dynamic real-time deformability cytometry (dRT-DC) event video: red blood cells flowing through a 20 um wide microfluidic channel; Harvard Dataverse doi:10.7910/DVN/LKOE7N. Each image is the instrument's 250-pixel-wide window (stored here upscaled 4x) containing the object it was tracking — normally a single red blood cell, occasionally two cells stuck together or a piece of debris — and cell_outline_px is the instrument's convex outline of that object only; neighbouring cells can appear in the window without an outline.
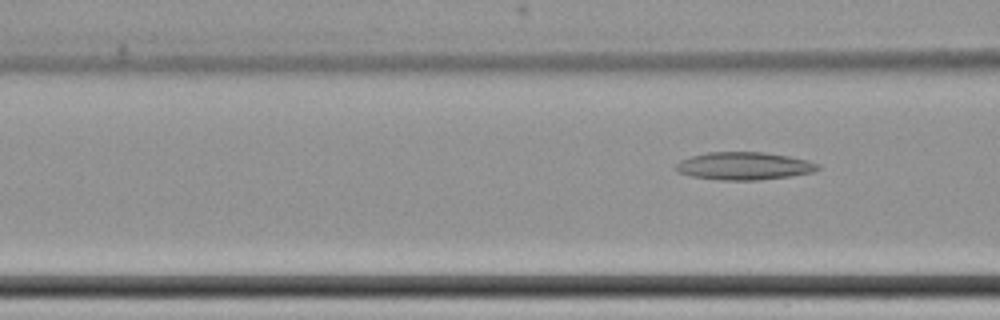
{"species": "common noctule bat (a hibernating species)", "species_latin": "Nyctalus noctula", "temperature_condition": "cold", "stored_images_in_passage": 6, "camera_frame_rate_fps": 3000, "um_per_image_px": 0.085, "animal": {"sex": "female", "body_mass_g": 22.7, "forearm_length_mm": 54.2}, "frame": {"image": 1, "passage_image": 6, "time_ms": 7.0, "image_size_px": [1000, 320], "cell_outline_px": [[820, 168], [812, 172], [788, 176], [756, 180], [720, 180], [692, 176], [676, 172], [676, 164], [680, 160], [692, 156], [708, 152], [764, 152], [788, 156], [808, 160], [820, 164]], "centroid_in_image_um": [63.23, 14.1], "position_along_channel_um": 103.4, "area_um2": 22.83}}